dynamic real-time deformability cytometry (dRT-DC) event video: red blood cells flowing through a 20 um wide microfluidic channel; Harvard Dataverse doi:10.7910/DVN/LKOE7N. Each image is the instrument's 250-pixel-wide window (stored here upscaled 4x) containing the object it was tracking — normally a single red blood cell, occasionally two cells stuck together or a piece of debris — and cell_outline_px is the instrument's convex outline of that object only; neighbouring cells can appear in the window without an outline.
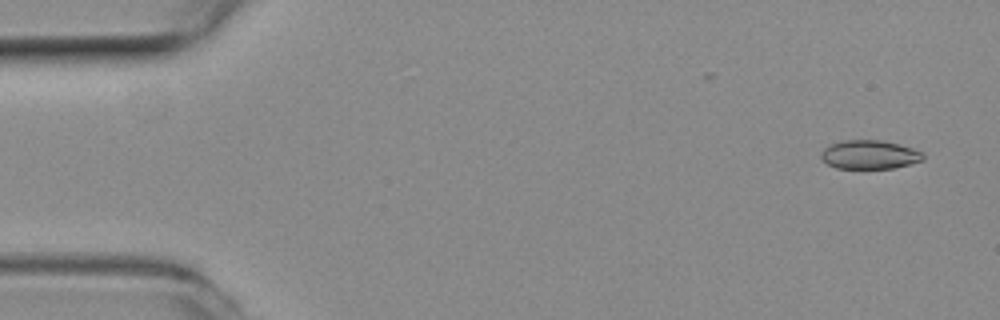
{"species": "common noctule bat (a hibernating species)", "species_latin": "Nyctalus noctula", "temperature_condition": "room temperature", "stored_images_in_passage": 55, "camera_frame_rate_fps": 3000, "um_per_image_px": 0.085, "animal": {"sex": "female", "body_mass_g": 19.3, "forearm_length_mm": 54.1}, "frame": {"image": 1, "passage_image": 3, "time_ms": 0.667, "image_size_px": [1000, 320], "cell_outline_px": [[924, 160], [892, 168], [836, 168], [820, 160], [820, 152], [824, 148], [832, 144], [844, 140], [880, 140], [900, 144], [924, 152]], "centroid_in_image_um": [73.9, 13.14], "position_along_channel_um": 11.1, "area_um2": 17.17}}
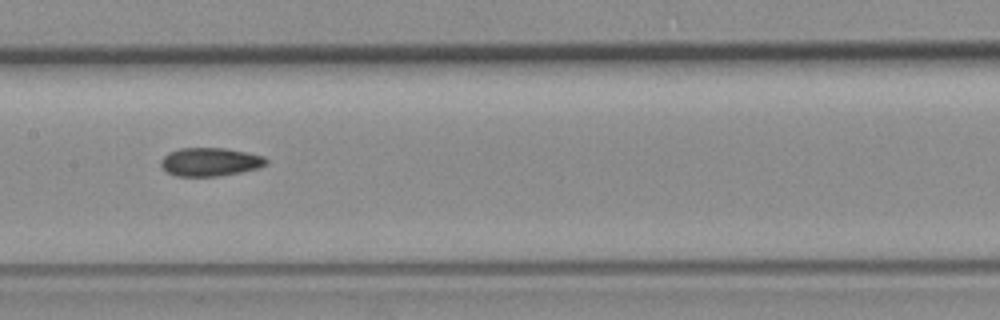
{"frame": {"image": 2, "passage_image": 27, "time_ms": 8.667, "image_size_px": [1000, 320], "cell_outline_px": [[268, 164], [260, 168], [220, 176], [176, 176], [168, 172], [160, 164], [160, 160], [168, 152], [180, 148], [224, 148], [264, 156], [268, 160]], "centroid_in_image_um": [17.87, 13.76], "position_along_channel_um": 189.5, "area_um2": 17.46}}
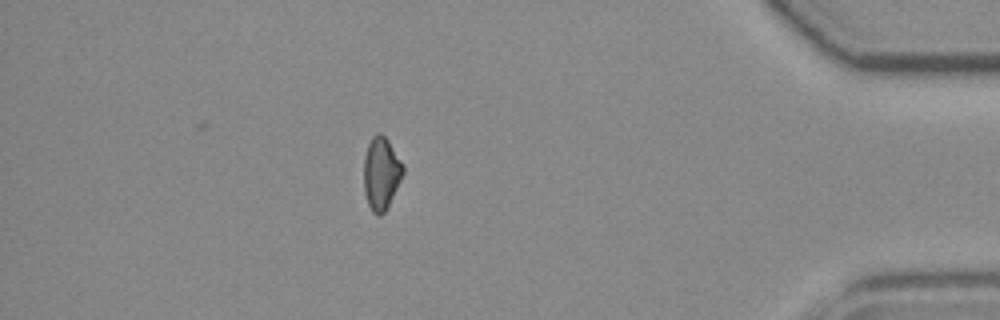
{"frame": {"image": 3, "passage_image": 48, "time_ms": 15.667, "image_size_px": [1000, 320], "cell_outline_px": [[404, 172], [384, 212], [380, 216], [376, 216], [372, 212], [368, 204], [364, 192], [364, 156], [368, 144], [372, 136], [376, 132], [380, 132], [388, 140], [404, 164]], "centroid_in_image_um": [32.39, 14.71], "position_along_channel_um": 402.8, "area_um2": 16.59}, "authors_computed_cell_mechanics": {"area_um2": 17.2244, "velocity_mm_per_s": 3.7339, "shape_relaxation_time_tau1_ms": null, "shape_relaxation_time_tau2_ms": 3.8747, "deformation_change_tau1": null, "deformation_change_tau2": 0.0839}}